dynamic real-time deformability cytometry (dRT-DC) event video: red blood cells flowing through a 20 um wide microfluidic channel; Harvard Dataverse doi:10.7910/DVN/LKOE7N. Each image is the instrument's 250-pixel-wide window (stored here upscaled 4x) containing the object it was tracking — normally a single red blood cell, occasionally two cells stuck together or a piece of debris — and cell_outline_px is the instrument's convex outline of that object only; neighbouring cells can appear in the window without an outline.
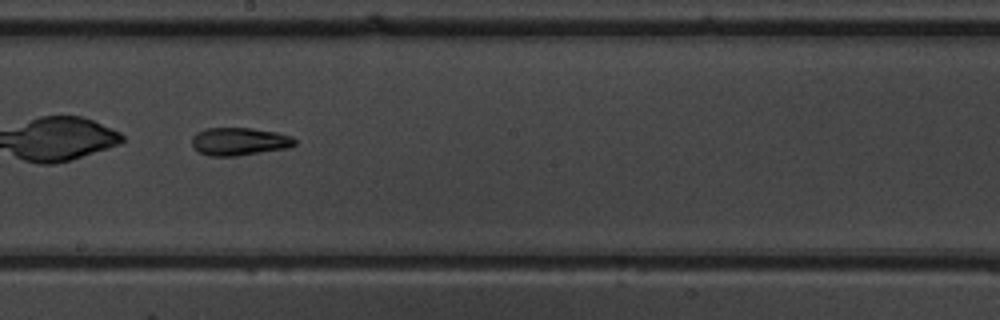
{"species": "common noctule bat (a hibernating species)", "species_latin": "Nyctalus noctula", "temperature_condition": "warm", "stored_images_in_passage": 21, "camera_frame_rate_fps": 3000, "um_per_image_px": 0.085, "animal": {"sex": "male", "body_mass_g": 19.5, "forearm_length_mm": 54.6}, "frame": {"image": 1, "passage_image": 12, "time_ms": 3.667, "image_size_px": [1000, 320], "cell_outline_px": [[296, 144], [288, 148], [236, 156], [208, 156], [192, 148], [192, 136], [196, 132], [204, 128], [252, 128], [276, 132], [292, 136], [296, 140]], "centroid_in_image_um": [20.32, 12.02], "position_along_channel_um": 227.9, "area_um2": 16.88}}
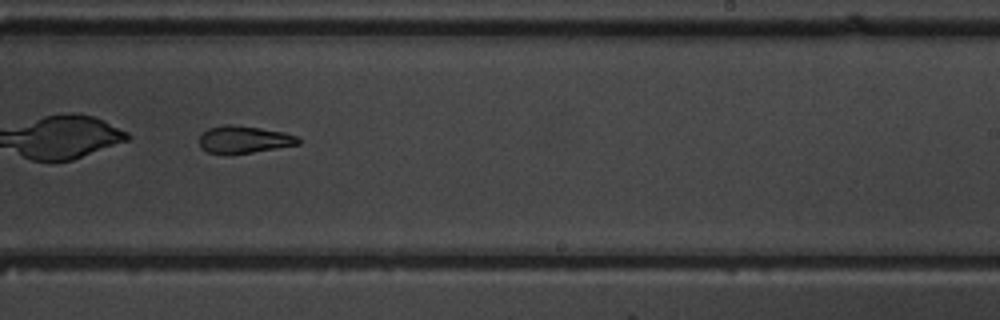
{"frame": {"image": 2, "passage_image": 15, "time_ms": 4.667, "image_size_px": [1000, 320], "cell_outline_px": [[300, 144], [252, 152], [208, 152], [200, 148], [200, 136], [208, 128], [224, 124], [232, 124], [260, 128], [284, 132], [296, 136], [300, 140]], "centroid_in_image_um": [20.75, 11.83], "position_along_channel_um": 268.3, "area_um2": 15.32}}